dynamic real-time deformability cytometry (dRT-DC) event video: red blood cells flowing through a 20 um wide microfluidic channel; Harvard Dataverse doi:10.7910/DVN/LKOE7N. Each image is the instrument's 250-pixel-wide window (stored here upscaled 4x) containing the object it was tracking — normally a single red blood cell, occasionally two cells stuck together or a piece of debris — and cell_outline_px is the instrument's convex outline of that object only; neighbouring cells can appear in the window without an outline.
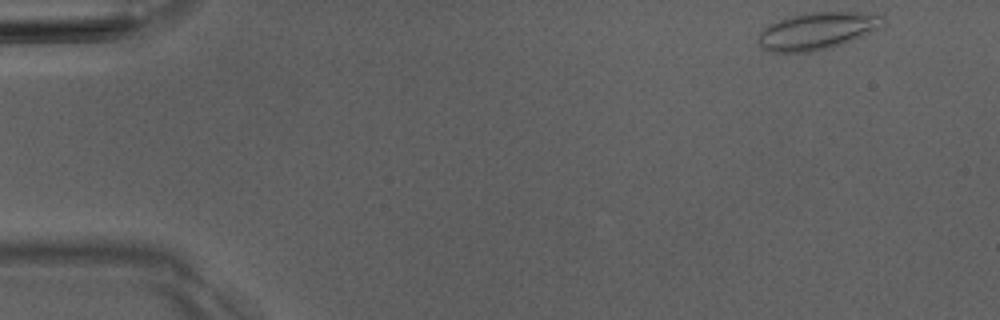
{"species": "Egyptian fruit bat (a non-hibernating species)", "species_latin": "Rousettus aegyptiacus", "temperature_condition": "room temperature", "stored_images_in_passage": 4, "camera_frame_rate_fps": 3000, "um_per_image_px": 0.085, "animal": {"sex": "male"}, "frame": {"image": 1, "passage_image": 1, "time_ms": 0.0, "image_size_px": [1000, 320], "cell_outline_px": [[884, 28], [864, 36], [832, 48], [812, 52], [768, 52], [760, 44], [760, 32], [768, 24], [804, 12], [876, 12], [884, 16]], "centroid_in_image_um": [69.58, 2.62], "position_along_channel_um": 15.4, "area_um2": 27.51}}